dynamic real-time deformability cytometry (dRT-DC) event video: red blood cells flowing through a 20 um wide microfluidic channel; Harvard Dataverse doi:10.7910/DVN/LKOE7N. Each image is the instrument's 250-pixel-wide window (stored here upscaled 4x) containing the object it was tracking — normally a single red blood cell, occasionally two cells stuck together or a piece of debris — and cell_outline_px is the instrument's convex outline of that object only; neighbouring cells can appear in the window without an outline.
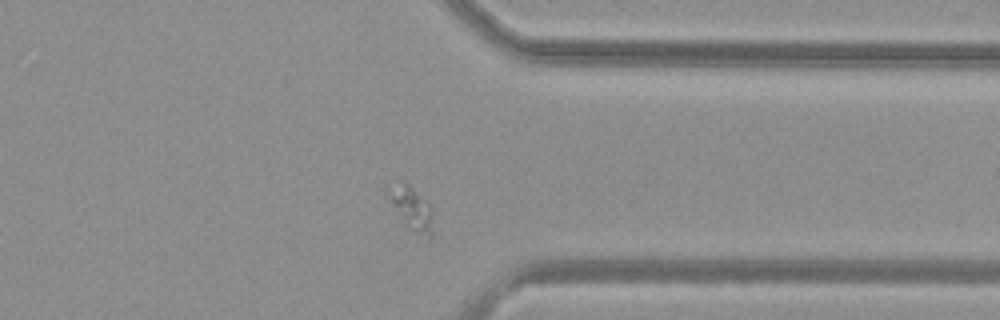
{"species": "common noctule bat (a hibernating species)", "species_latin": "Nyctalus noctula", "temperature_condition": "warm", "stored_images_in_passage": 39, "camera_frame_rate_fps": 3000, "um_per_image_px": 0.085, "animal": {"sex": "female", "body_mass_g": 29.2, "forearm_length_mm": 56.3}, "frame": {"image": 1, "passage_image": 28, "time_ms": 9.0, "image_size_px": [1000, 320], "cell_outline_px": [[432, 236], [428, 240], [412, 228], [404, 220], [384, 192], [384, 188], [400, 180], [404, 180], [428, 204], [432, 212]], "centroid_in_image_um": [34.94, 17.63], "position_along_channel_um": 376.5, "area_um2": 10.87}}
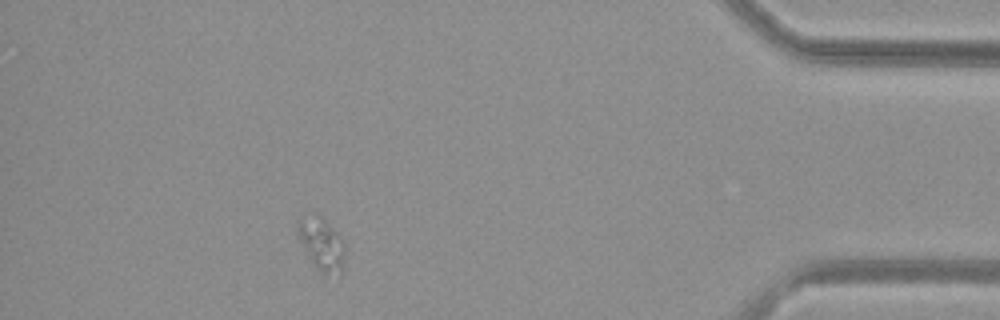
{"frame": {"image": 2, "passage_image": 34, "time_ms": 11.0, "image_size_px": [1000, 320], "cell_outline_px": [[344, 268], [340, 276], [324, 276], [312, 264], [296, 232], [296, 224], [300, 216], [312, 212], [316, 212], [340, 236], [344, 244]], "centroid_in_image_um": [27.32, 20.77], "position_along_channel_um": 407.9, "area_um2": 15.03}}